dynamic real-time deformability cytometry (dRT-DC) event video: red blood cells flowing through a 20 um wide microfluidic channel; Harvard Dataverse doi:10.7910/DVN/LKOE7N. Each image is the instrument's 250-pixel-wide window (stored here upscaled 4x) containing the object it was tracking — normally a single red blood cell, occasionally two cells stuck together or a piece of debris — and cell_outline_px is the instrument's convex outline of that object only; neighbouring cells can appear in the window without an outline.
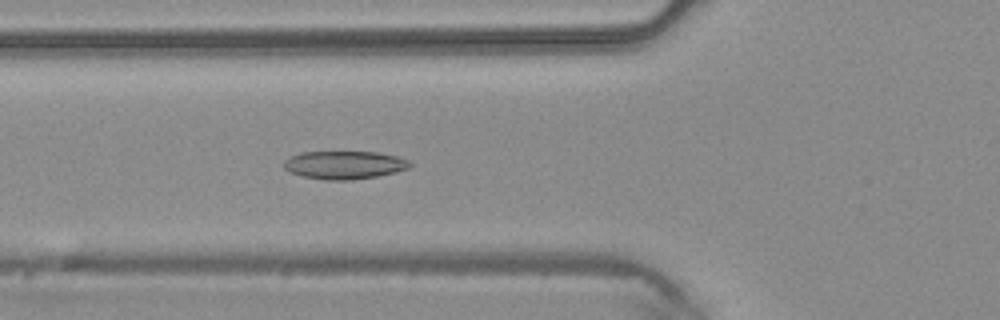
{"species": "common noctule bat (a hibernating species)", "species_latin": "Nyctalus noctula", "temperature_condition": "warm", "stored_images_in_passage": 41, "camera_frame_rate_fps": 3000, "um_per_image_px": 0.085, "animal": {"sex": "male", "body_mass_g": 20.4}, "frame": {"image": 1, "passage_image": 11, "time_ms": 3.333, "image_size_px": [1000, 320], "cell_outline_px": [[412, 164], [408, 168], [396, 172], [376, 176], [352, 180], [328, 180], [304, 176], [288, 172], [284, 168], [284, 160], [300, 152], [376, 152], [400, 156], [408, 160]], "centroid_in_image_um": [29.28, 14.02], "position_along_channel_um": 96.5, "area_um2": 20.63}}
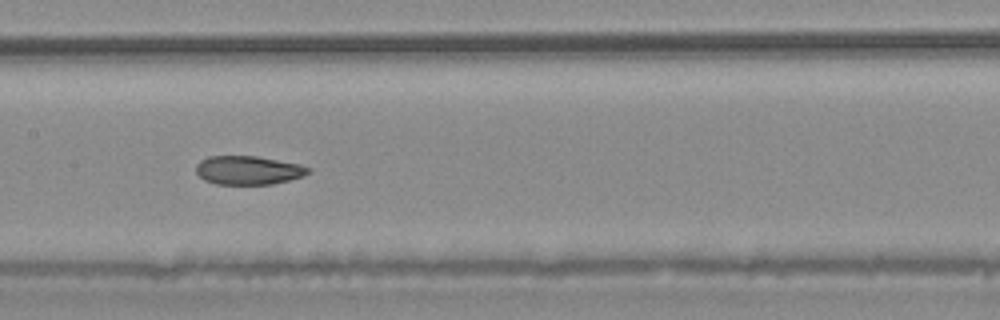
{"frame": {"image": 2, "passage_image": 17, "time_ms": 5.333, "image_size_px": [1000, 320], "cell_outline_px": [[312, 168], [304, 176], [272, 184], [216, 184], [204, 180], [196, 172], [196, 164], [200, 160], [208, 156], [256, 156], [300, 164]], "centroid_in_image_um": [21.09, 14.46], "position_along_channel_um": 186.3, "area_um2": 18.79}}
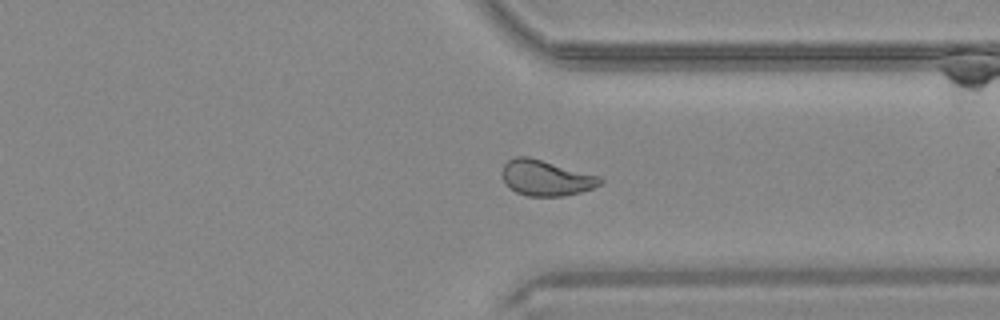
{"frame": {"image": 3, "passage_image": 29, "time_ms": 9.333, "image_size_px": [1000, 320], "cell_outline_px": [[604, 180], [600, 184], [592, 188], [580, 192], [564, 196], [528, 196], [516, 192], [508, 188], [504, 184], [500, 176], [500, 172], [504, 164], [508, 160], [516, 156], [528, 156], [600, 176]], "centroid_in_image_um": [46.34, 15.12], "position_along_channel_um": 365.1, "area_um2": 20.58}}